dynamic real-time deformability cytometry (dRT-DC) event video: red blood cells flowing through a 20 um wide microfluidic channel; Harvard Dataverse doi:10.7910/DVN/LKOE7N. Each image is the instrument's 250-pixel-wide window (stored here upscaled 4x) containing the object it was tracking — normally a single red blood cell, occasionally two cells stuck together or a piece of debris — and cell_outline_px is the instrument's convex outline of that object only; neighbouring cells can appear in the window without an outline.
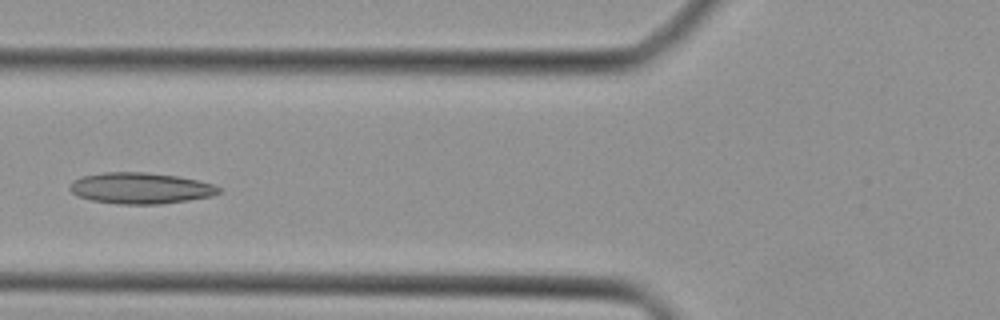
{"species": "Egyptian fruit bat (a non-hibernating species)", "species_latin": "Rousettus aegyptiacus", "temperature_condition": "cold", "stored_images_in_passage": 11, "camera_frame_rate_fps": 3000, "um_per_image_px": 0.085, "animal": {"sex": "female"}, "frame": {"image": 1, "passage_image": 7, "time_ms": 2.0, "image_size_px": [1000, 320], "cell_outline_px": [[220, 192], [212, 196], [188, 200], [160, 204], [120, 204], [92, 200], [76, 196], [68, 188], [72, 180], [80, 176], [104, 172], [148, 172], [176, 176], [196, 180], [212, 184], [220, 188]], "centroid_in_image_um": [11.89, 15.99], "position_along_channel_um": 113.9, "area_um2": 27.05}}